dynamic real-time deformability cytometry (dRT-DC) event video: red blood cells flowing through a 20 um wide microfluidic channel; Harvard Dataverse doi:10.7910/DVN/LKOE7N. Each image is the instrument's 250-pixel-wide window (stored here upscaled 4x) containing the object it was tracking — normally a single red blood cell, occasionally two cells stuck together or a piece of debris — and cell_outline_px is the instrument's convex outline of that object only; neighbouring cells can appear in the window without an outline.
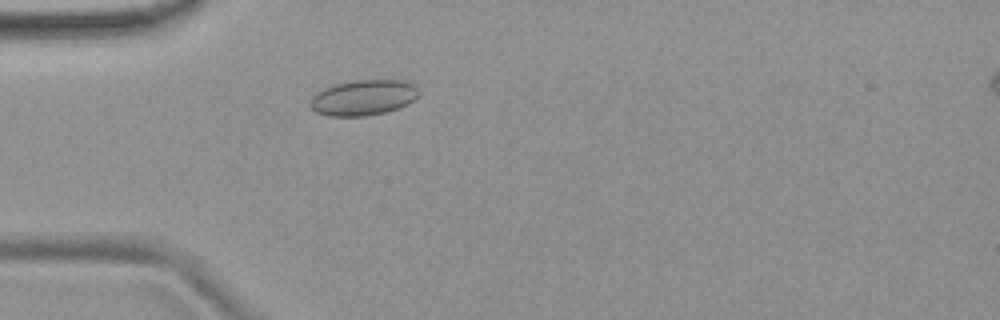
{"species": "common noctule bat (a hibernating species)", "species_latin": "Nyctalus noctula", "temperature_condition": "room temperature", "stored_images_in_passage": 4, "camera_frame_rate_fps": 3000, "um_per_image_px": 0.085, "animal": {"sex": "female", "body_mass_g": 19.9}, "frame": {"image": 1, "passage_image": 4, "time_ms": 1.0, "image_size_px": [1000, 320], "cell_outline_px": [[420, 92], [408, 104], [384, 112], [364, 116], [328, 116], [316, 112], [308, 104], [312, 96], [316, 92], [324, 88], [336, 84], [352, 80], [400, 80], [416, 84]], "centroid_in_image_um": [30.86, 8.29], "position_along_channel_um": 54.1, "area_um2": 22.48}}